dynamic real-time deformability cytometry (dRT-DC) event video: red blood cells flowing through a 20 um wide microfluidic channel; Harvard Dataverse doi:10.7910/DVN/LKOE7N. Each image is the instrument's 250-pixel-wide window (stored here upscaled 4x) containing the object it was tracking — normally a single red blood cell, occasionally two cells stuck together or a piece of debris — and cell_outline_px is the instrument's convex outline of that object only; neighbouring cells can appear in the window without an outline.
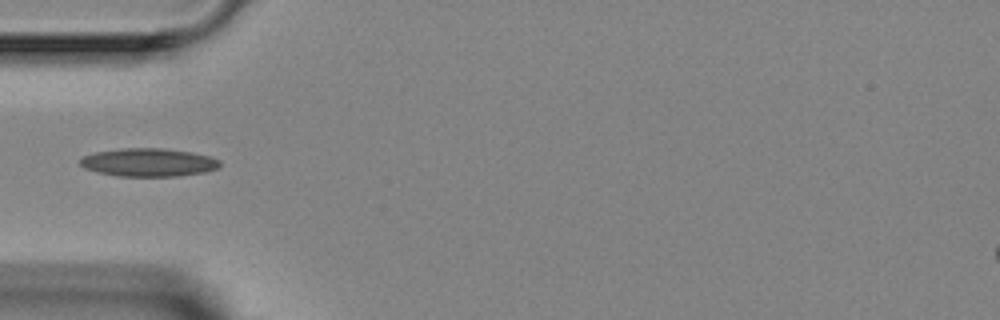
{"species": "Egyptian fruit bat (a non-hibernating species)", "species_latin": "Rousettus aegyptiacus", "temperature_condition": "room temperature", "stored_images_in_passage": 4, "camera_frame_rate_fps": 3000, "um_per_image_px": 0.085, "animal": {"sex": "female"}, "frame": {"image": 1, "passage_image": 4, "time_ms": 3.333, "image_size_px": [1000, 320], "cell_outline_px": [[220, 164], [216, 168], [204, 172], [176, 176], [116, 176], [96, 172], [84, 168], [80, 164], [80, 160], [84, 156], [96, 152], [120, 148], [164, 148], [188, 152], [208, 156], [220, 160]], "centroid_in_image_um": [12.58, 13.8], "position_along_channel_um": 72.4, "area_um2": 22.77}}